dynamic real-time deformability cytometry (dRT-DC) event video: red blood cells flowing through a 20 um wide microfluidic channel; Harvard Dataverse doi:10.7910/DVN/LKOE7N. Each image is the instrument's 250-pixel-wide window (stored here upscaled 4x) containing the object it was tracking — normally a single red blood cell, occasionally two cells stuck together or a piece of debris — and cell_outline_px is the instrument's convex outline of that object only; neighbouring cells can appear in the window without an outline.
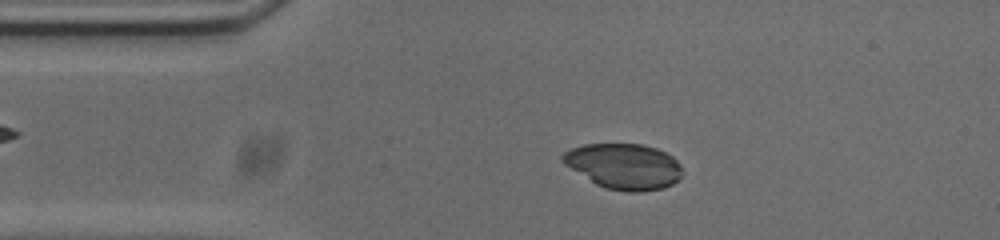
{"species": "common noctule bat (a hibernating species)", "species_latin": "Nyctalus noctula", "temperature_condition": "cold", "stored_images_in_passage": 52, "camera_frame_rate_fps": 3000, "um_per_image_px": 0.085, "animal": {"sex": "male", "body_mass_g": 20.0, "forearm_length_mm": 53.3}, "frame": {"image": 1, "passage_image": 9, "time_ms": 2.667, "image_size_px": [1000, 240], "cell_outline_px": [[684, 172], [672, 184], [664, 188], [640, 192], [628, 192], [604, 188], [596, 184], [564, 164], [560, 160], [560, 156], [564, 152], [572, 148], [584, 144], [644, 144], [656, 148], [672, 156], [680, 164]], "centroid_in_image_um": [53.03, 14.13], "position_along_channel_um": 32.0, "area_um2": 31.85}}